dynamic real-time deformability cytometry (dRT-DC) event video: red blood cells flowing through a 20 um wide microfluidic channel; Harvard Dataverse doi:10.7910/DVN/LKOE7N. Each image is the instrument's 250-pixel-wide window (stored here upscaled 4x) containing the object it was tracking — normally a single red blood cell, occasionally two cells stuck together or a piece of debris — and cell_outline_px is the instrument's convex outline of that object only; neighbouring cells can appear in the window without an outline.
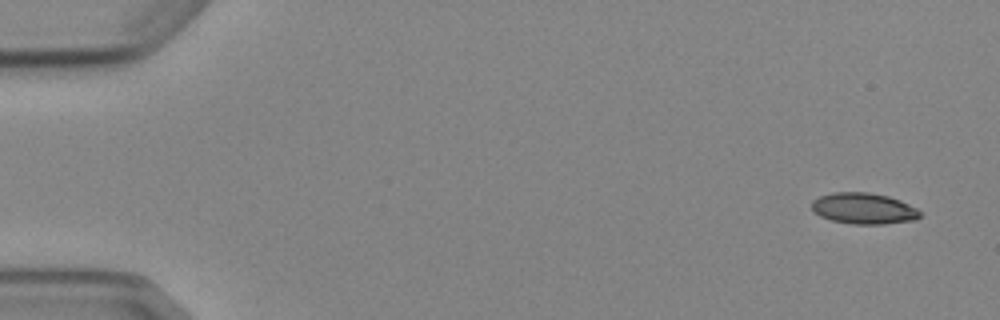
{"species": "Egyptian fruit bat (a non-hibernating species)", "species_latin": "Rousettus aegyptiacus", "temperature_condition": "cold", "stored_images_in_passage": 6, "camera_frame_rate_fps": 3000, "um_per_image_px": 0.085, "animal": {"sex": "female"}, "frame": {"image": 1, "passage_image": 1, "time_ms": 0.0, "image_size_px": [1000, 320], "cell_outline_px": [[920, 216], [916, 220], [884, 224], [852, 224], [832, 220], [820, 216], [812, 212], [812, 200], [820, 196], [832, 192], [868, 192], [888, 196], [900, 200], [916, 208], [920, 212]], "centroid_in_image_um": [73.39, 17.72], "position_along_channel_um": 11.6, "area_um2": 19.71}}
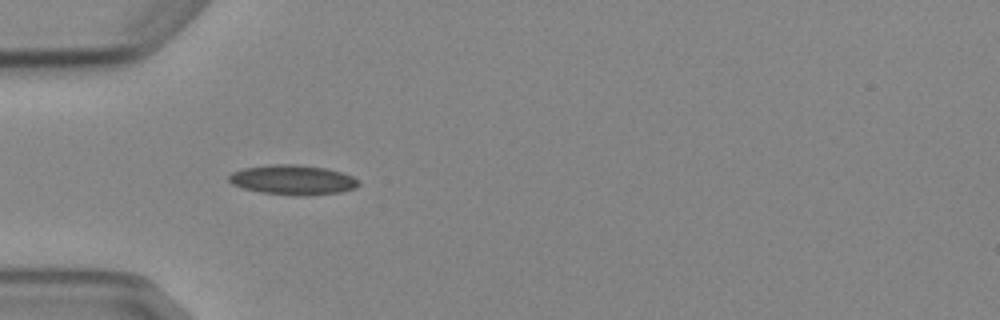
{"frame": {"image": 2, "passage_image": 5, "time_ms": 4.667, "image_size_px": [1000, 320], "cell_outline_px": [[360, 184], [356, 188], [340, 192], [308, 196], [300, 196], [260, 192], [244, 188], [232, 184], [228, 180], [228, 176], [232, 172], [244, 168], [268, 164], [296, 164], [328, 168], [352, 176], [360, 180]], "centroid_in_image_um": [24.91, 15.28], "position_along_channel_um": 60.1, "area_um2": 22.72}}
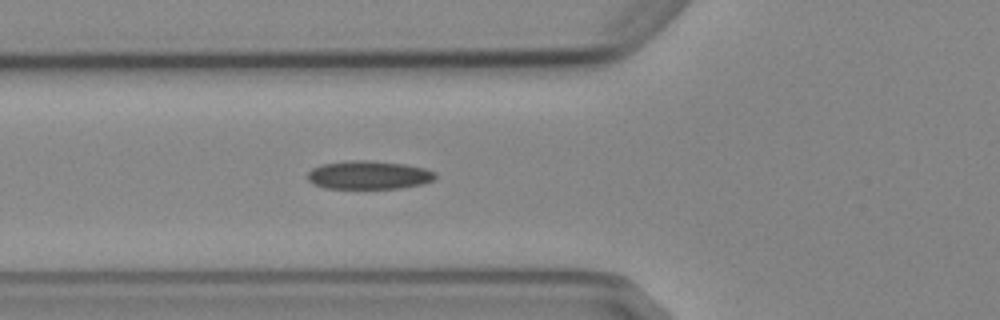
{"frame": {"image": 3, "passage_image": 6, "time_ms": 5.667, "image_size_px": [1000, 320], "cell_outline_px": [[436, 180], [424, 184], [400, 188], [324, 188], [312, 184], [308, 180], [308, 172], [312, 168], [320, 164], [352, 160], [372, 160], [404, 164], [424, 168], [436, 172]], "centroid_in_image_um": [31.36, 14.87], "position_along_channel_um": 94.4, "area_um2": 21.39}}